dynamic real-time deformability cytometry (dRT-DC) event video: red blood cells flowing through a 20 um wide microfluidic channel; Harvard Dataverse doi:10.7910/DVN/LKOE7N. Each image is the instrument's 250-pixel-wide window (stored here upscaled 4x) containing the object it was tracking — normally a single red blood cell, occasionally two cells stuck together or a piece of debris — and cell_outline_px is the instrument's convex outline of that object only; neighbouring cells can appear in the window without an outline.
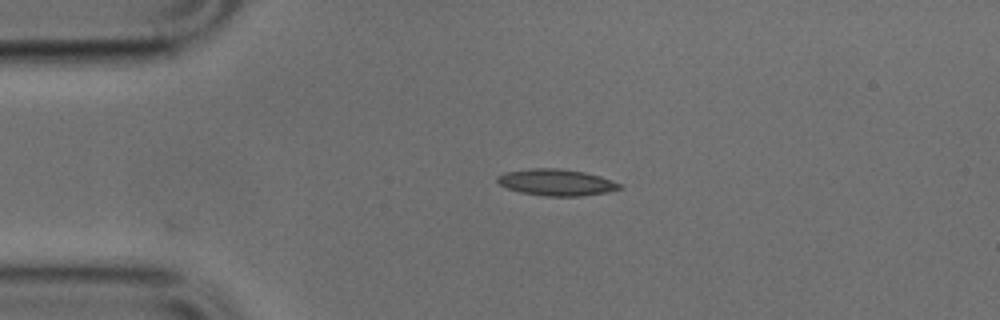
{"species": "common noctule bat (a hibernating species)", "species_latin": "Nyctalus noctula", "temperature_condition": "cold", "stored_images_in_passage": 40, "camera_frame_rate_fps": 3000, "um_per_image_px": 0.085, "animal": {"sex": "male", "body_mass_g": 17.9, "forearm_length_mm": 54.2}, "frame": {"image": 1, "passage_image": 1, "time_ms": 0.0, "image_size_px": [1000, 320], "cell_outline_px": [[624, 188], [608, 192], [580, 196], [544, 196], [520, 192], [508, 188], [500, 184], [496, 180], [496, 176], [504, 172], [528, 168], [560, 168], [584, 172], [600, 176], [620, 184]], "centroid_in_image_um": [47.27, 15.49], "position_along_channel_um": 37.7, "area_um2": 18.96}}
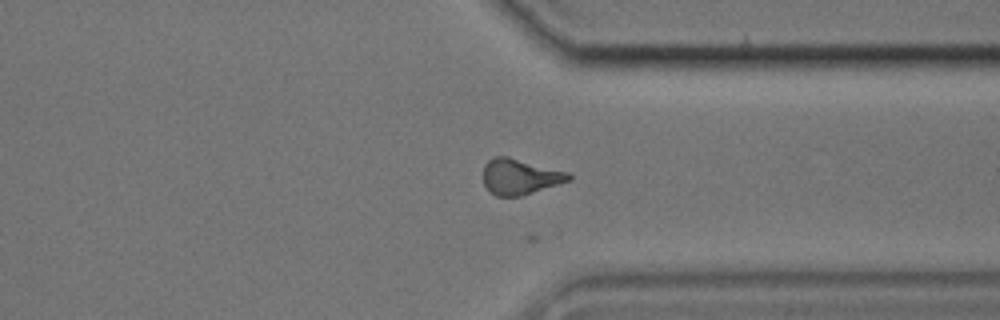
{"frame": {"image": 2, "passage_image": 28, "time_ms": 9.0, "image_size_px": [1000, 320], "cell_outline_px": [[572, 180], [520, 196], [496, 196], [488, 192], [484, 184], [484, 164], [488, 160], [496, 156], [508, 156], [568, 172], [572, 176]], "centroid_in_image_um": [44.18, 15.02], "position_along_channel_um": 367.2, "area_um2": 17.8}}
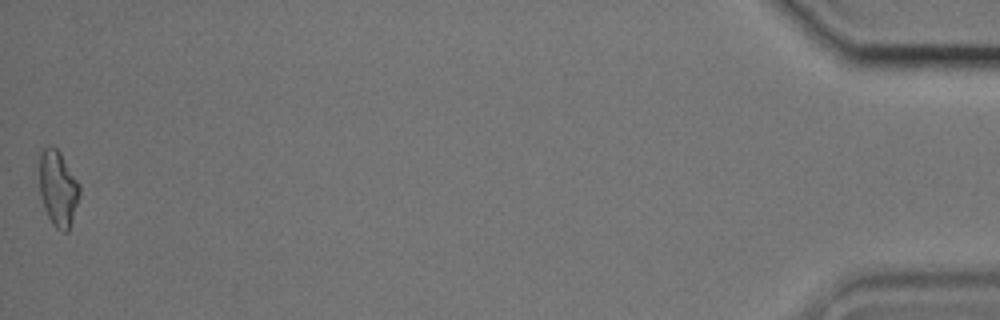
{"frame": {"image": 3, "passage_image": 40, "time_ms": 13.0, "image_size_px": [1000, 320], "cell_outline_px": [[80, 196], [68, 232], [64, 232], [56, 228], [52, 224], [44, 208], [40, 196], [40, 152], [48, 144], [52, 144], [60, 152], [80, 184]], "centroid_in_image_um": [4.94, 16.0], "position_along_channel_um": 430.3, "area_um2": 17.86}}